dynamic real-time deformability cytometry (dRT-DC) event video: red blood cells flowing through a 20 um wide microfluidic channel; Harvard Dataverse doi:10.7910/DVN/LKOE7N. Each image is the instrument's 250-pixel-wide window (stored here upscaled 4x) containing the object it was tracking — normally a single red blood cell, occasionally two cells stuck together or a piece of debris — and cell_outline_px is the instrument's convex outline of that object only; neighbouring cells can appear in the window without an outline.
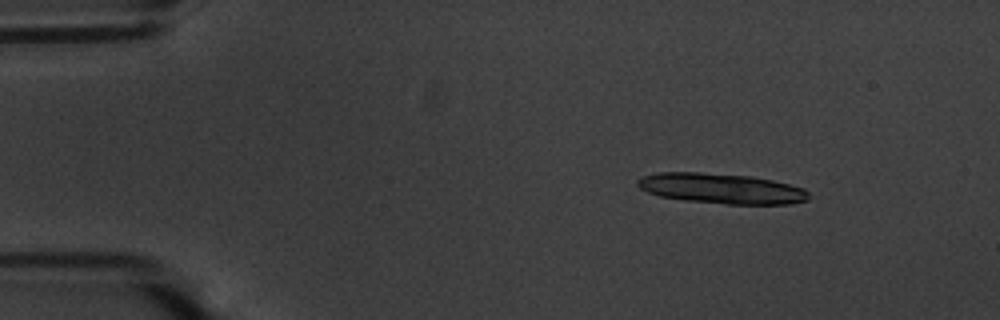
{"species": "common noctule bat (a hibernating species)", "species_latin": "Nyctalus noctula", "temperature_condition": "warm", "stored_images_in_passage": 10, "camera_frame_rate_fps": 3000, "um_per_image_px": 0.085, "animal": {"sex": "male", "body_mass_g": 20.1, "forearm_length_mm": 53.5}, "frame": {"image": 1, "passage_image": 1, "time_ms": 0.0, "image_size_px": [1000, 320], "cell_outline_px": [[808, 200], [792, 204], [728, 204], [684, 200], [660, 196], [648, 192], [640, 188], [636, 184], [636, 180], [640, 176], [656, 172], [700, 172], [752, 176], [772, 180], [804, 188], [808, 192]], "centroid_in_image_um": [61.29, 16.01], "position_along_channel_um": 23.7, "area_um2": 30.35}}